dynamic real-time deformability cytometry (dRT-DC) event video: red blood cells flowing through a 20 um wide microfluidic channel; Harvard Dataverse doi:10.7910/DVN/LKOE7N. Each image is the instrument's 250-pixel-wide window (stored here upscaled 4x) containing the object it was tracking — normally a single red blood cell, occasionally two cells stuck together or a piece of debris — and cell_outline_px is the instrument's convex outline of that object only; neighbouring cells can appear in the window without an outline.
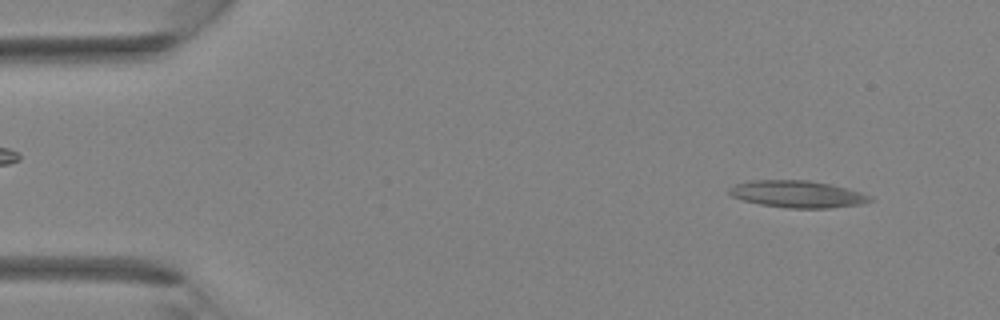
{"species": "Egyptian fruit bat (a non-hibernating species)", "species_latin": "Rousettus aegyptiacus", "temperature_condition": "room temperature", "stored_images_in_passage": 36, "camera_frame_rate_fps": 3000, "um_per_image_px": 0.085, "animal": {"sex": "female"}, "frame": {"image": 1, "passage_image": 3, "time_ms": 0.667, "image_size_px": [1000, 320], "cell_outline_px": [[872, 200], [860, 204], [828, 208], [788, 208], [760, 204], [744, 200], [732, 196], [728, 192], [728, 188], [736, 184], [748, 180], [808, 180], [832, 184], [848, 188], [872, 196]], "centroid_in_image_um": [67.77, 16.49], "position_along_channel_um": 17.2, "area_um2": 22.14}}
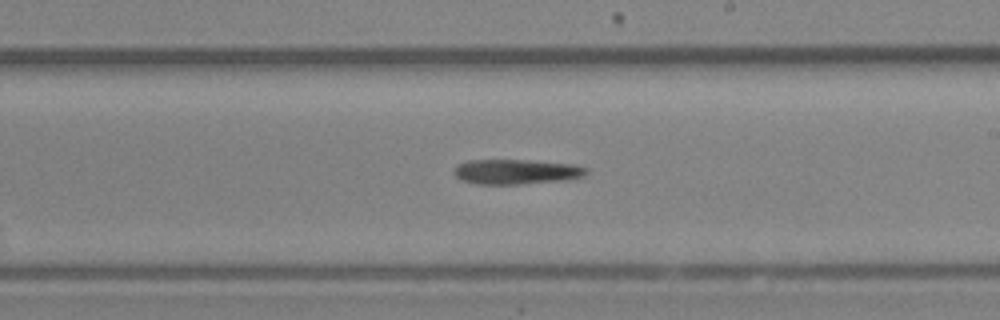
{"frame": {"image": 2, "passage_image": 21, "time_ms": 6.667, "image_size_px": [1000, 320], "cell_outline_px": [[588, 172], [584, 176], [568, 180], [520, 184], [476, 184], [460, 180], [452, 172], [456, 164], [468, 160], [528, 160], [576, 164], [588, 168]], "centroid_in_image_um": [43.88, 14.59], "position_along_channel_um": 245.1, "area_um2": 19.59}}
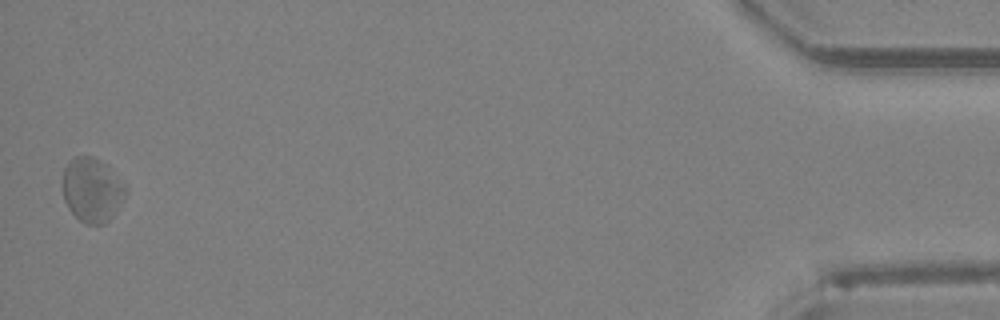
{"frame": {"image": 3, "passage_image": 36, "time_ms": 11.667, "image_size_px": [1000, 320], "cell_outline_px": [[128, 192], [112, 216], [104, 224], [88, 224], [80, 220], [68, 208], [64, 200], [64, 168], [76, 156], [92, 156], [108, 164], [128, 188]], "centroid_in_image_um": [7.87, 16.13], "position_along_channel_um": 427.3, "area_um2": 23.47}}